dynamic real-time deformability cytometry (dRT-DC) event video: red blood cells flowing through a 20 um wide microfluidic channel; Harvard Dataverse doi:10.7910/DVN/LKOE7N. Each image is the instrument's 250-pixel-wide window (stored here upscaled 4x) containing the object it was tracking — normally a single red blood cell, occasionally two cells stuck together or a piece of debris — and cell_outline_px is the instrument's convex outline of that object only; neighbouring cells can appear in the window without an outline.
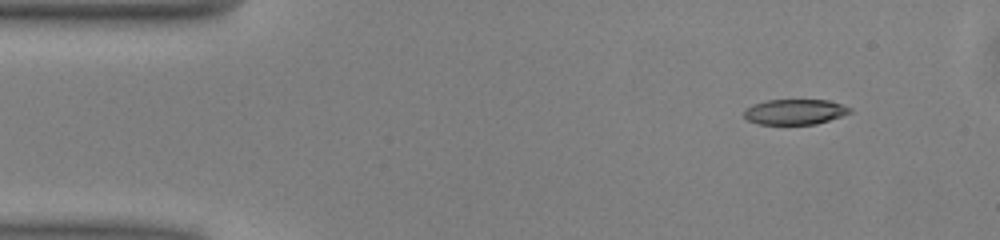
{"species": "common noctule bat (a hibernating species)", "species_latin": "Nyctalus noctula", "temperature_condition": "warm", "stored_images_in_passage": 46, "camera_frame_rate_fps": 3000, "um_per_image_px": 0.085, "animal": {"sex": "male", "body_mass_g": 13.0, "forearm_length_mm": 53.1}, "frame": {"image": 1, "passage_image": 1, "time_ms": 0.0, "image_size_px": [1000, 240], "cell_outline_px": [[852, 112], [816, 124], [760, 124], [748, 120], [744, 116], [744, 112], [752, 104], [764, 100], [828, 100], [852, 108]], "centroid_in_image_um": [67.56, 9.5], "position_along_channel_um": 17.4, "area_um2": 15.49}}
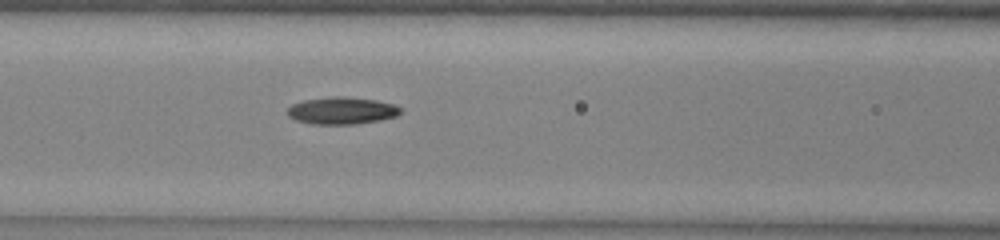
{"frame": {"image": 2, "passage_image": 16, "time_ms": 5.0, "image_size_px": [1000, 240], "cell_outline_px": [[400, 112], [396, 116], [380, 120], [356, 124], [312, 124], [296, 120], [288, 116], [288, 108], [292, 104], [304, 100], [332, 96], [344, 96], [376, 100], [392, 104], [400, 108]], "centroid_in_image_um": [29.03, 9.4], "position_along_channel_um": 137.6, "area_um2": 17.8}}
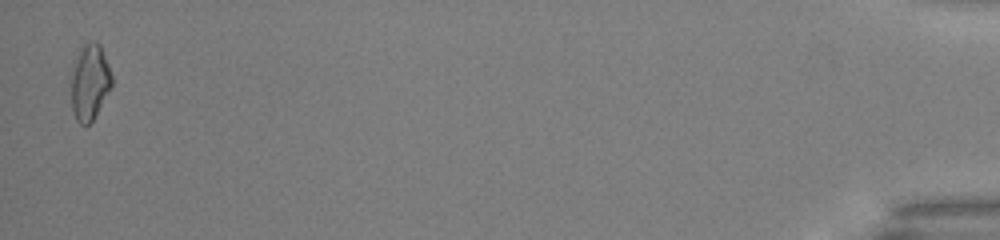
{"frame": {"image": 3, "passage_image": 45, "time_ms": 14.667, "image_size_px": [1000, 240], "cell_outline_px": [[112, 88], [92, 120], [88, 124], [80, 124], [76, 120], [72, 112], [72, 76], [76, 60], [84, 44], [88, 40], [96, 40], [100, 44], [108, 64], [112, 76]], "centroid_in_image_um": [7.66, 6.98], "position_along_channel_um": 427.5, "area_um2": 17.74}, "authors_computed_cell_mechanics": {"area_um2": 17.2244, "velocity_mm_per_s": 4.0731, "shape_relaxation_time_tau1_ms": 5.9806, "shape_relaxation_time_tau2_ms": null, "deformation_change_tau1": 0.1758, "deformation_change_tau2": null}}